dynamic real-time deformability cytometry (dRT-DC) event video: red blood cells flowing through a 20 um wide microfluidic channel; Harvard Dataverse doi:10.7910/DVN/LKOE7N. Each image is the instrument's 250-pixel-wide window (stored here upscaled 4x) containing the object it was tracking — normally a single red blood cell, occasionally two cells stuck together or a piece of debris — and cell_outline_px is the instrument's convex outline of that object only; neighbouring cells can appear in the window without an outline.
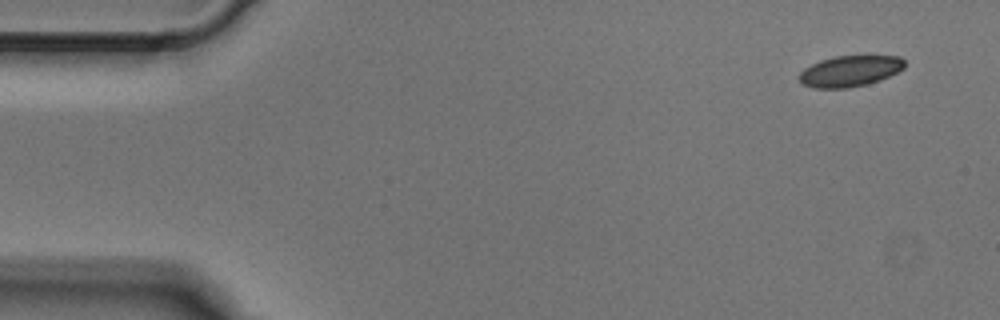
{"species": "Egyptian fruit bat (a non-hibernating species)", "species_latin": "Rousettus aegyptiacus", "temperature_condition": "cold", "stored_images_in_passage": 5, "segment_of_instrument_passage": [1, 2], "camera_frame_rate_fps": 3000, "um_per_image_px": 0.085, "animal": {"sex": "male"}, "frame": {"image": 1, "passage_image": 1, "time_ms": 0.0, "image_size_px": [1000, 320], "cell_outline_px": [[904, 68], [880, 80], [868, 84], [848, 88], [812, 88], [800, 84], [796, 76], [804, 68], [820, 60], [836, 56], [900, 56], [904, 60]], "centroid_in_image_um": [72.18, 6.05], "position_along_channel_um": 12.8, "area_um2": 19.19}}